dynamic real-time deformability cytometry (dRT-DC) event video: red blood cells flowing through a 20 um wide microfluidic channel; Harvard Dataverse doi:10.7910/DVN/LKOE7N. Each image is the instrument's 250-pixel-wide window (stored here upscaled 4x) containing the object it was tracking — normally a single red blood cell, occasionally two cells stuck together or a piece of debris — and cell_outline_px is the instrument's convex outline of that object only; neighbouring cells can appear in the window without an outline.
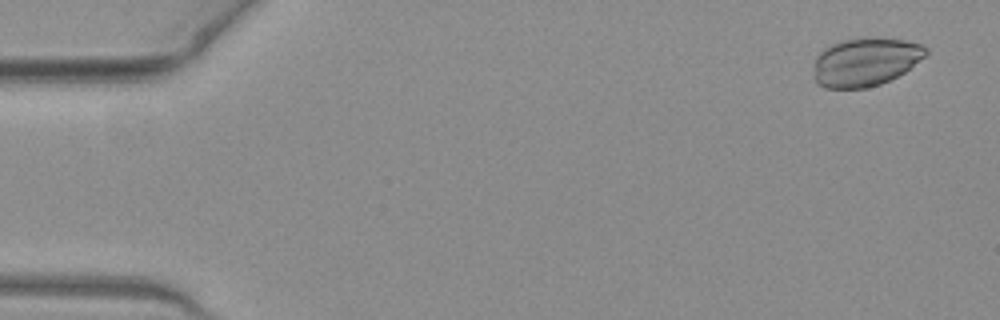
{"species": "common noctule bat (a hibernating species)", "species_latin": "Nyctalus noctula", "temperature_condition": "warm", "stored_images_in_passage": 50, "camera_frame_rate_fps": 3000, "um_per_image_px": 0.085, "animal": {"sex": "female", "body_mass_g": 19.3, "forearm_length_mm": 54.1}, "frame": {"image": 1, "passage_image": 3, "time_ms": 0.667, "image_size_px": [1000, 320], "cell_outline_px": [[928, 52], [924, 56], [904, 72], [880, 84], [864, 88], [824, 88], [816, 84], [816, 56], [824, 48], [840, 40], [864, 36], [872, 36], [908, 40], [924, 44], [928, 48]], "centroid_in_image_um": [73.59, 5.22], "position_along_channel_um": 11.4, "area_um2": 31.85}}